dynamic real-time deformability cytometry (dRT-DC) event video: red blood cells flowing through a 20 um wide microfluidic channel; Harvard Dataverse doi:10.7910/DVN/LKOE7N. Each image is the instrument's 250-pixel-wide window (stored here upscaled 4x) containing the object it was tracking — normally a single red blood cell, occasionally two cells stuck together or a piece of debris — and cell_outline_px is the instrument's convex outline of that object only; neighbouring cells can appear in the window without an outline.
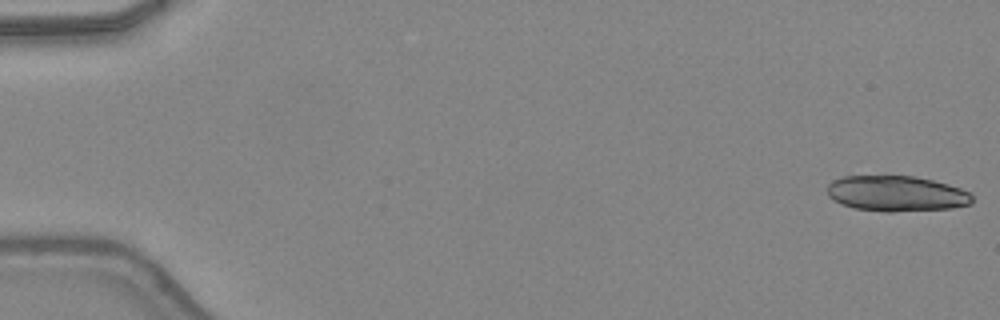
{"species": "common noctule bat (a hibernating species)", "species_latin": "Nyctalus noctula", "temperature_condition": "warm", "stored_images_in_passage": 26, "camera_frame_rate_fps": 3000, "um_per_image_px": 0.085, "animal": {"sex": "female", "body_mass_g": 24.6, "forearm_length_mm": 56.2}, "frame": {"image": 1, "passage_image": 1, "time_ms": 0.0, "image_size_px": [1000, 320], "cell_outline_px": [[972, 204], [952, 208], [892, 212], [884, 212], [856, 208], [840, 204], [832, 200], [828, 196], [828, 184], [832, 180], [844, 176], [912, 176], [932, 180], [948, 184], [960, 188], [968, 192], [972, 196]], "centroid_in_image_um": [76.18, 16.46], "position_along_channel_um": 8.8, "area_um2": 30.11}}
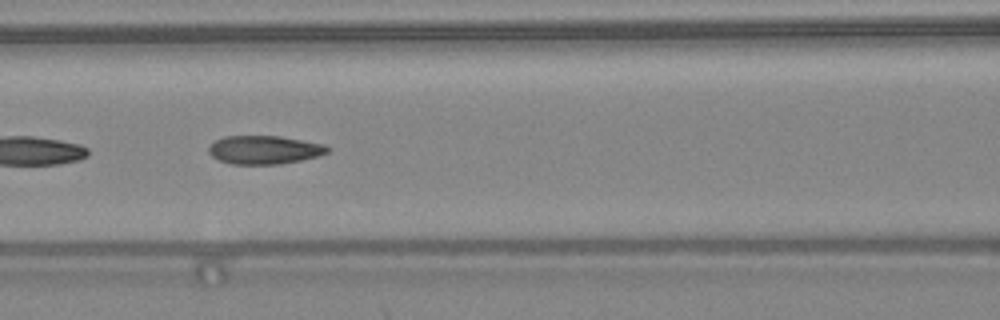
{"frame": {"image": 2, "passage_image": 22, "time_ms": 7.0, "image_size_px": [1000, 320], "cell_outline_px": [[332, 148], [328, 152], [320, 156], [280, 164], [232, 164], [220, 160], [212, 156], [208, 152], [208, 148], [216, 140], [224, 136], [280, 136], [324, 144]], "centroid_in_image_um": [22.5, 12.73], "position_along_channel_um": 144.1, "area_um2": 19.71}}